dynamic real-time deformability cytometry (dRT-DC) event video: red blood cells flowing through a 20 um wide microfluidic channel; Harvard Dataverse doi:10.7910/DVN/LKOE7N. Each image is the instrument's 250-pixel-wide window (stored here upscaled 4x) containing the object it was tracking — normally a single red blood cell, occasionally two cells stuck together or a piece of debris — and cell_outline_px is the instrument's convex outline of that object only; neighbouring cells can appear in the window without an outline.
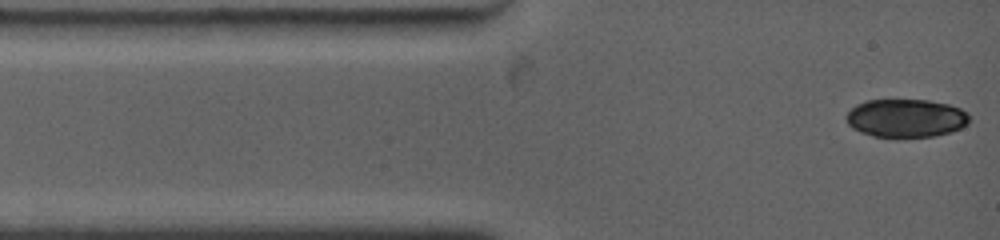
{"species": "common noctule bat (a hibernating species)", "species_latin": "Nyctalus noctula", "temperature_condition": "warm", "stored_images_in_passage": 9, "camera_frame_rate_fps": 4500, "um_per_image_px": 0.085, "animal": {"sex": "female", "body_mass_g": 19.0, "forearm_length_mm": 53.3}, "frame": {"image": 1, "passage_image": 1, "time_ms": 0.0, "image_size_px": [1000, 240], "cell_outline_px": [[968, 124], [952, 132], [936, 136], [872, 136], [860, 132], [852, 128], [848, 124], [848, 112], [856, 104], [868, 100], [928, 100], [948, 104], [960, 108], [968, 112]], "centroid_in_image_um": [77.03, 10.03], "position_along_channel_um": 8.0, "area_um2": 27.22}}